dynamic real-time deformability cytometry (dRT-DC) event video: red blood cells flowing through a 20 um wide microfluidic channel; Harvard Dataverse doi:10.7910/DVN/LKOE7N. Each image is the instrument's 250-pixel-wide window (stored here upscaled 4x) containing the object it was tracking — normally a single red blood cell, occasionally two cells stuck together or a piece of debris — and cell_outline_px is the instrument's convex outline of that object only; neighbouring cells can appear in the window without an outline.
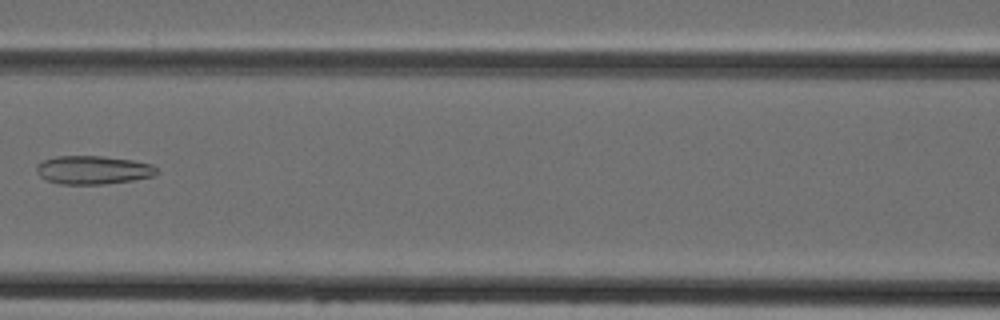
{"species": "Egyptian fruit bat (a non-hibernating species)", "species_latin": "Rousettus aegyptiacus", "temperature_condition": "cold", "stored_images_in_passage": 6, "camera_frame_rate_fps": 3000, "um_per_image_px": 0.085, "animal": {"sex": "female"}, "frame": {"image": 1, "passage_image": 6, "time_ms": 6.667, "image_size_px": [1000, 320], "cell_outline_px": [[160, 172], [156, 176], [132, 180], [104, 184], [60, 184], [48, 180], [40, 176], [36, 172], [36, 164], [44, 160], [56, 156], [100, 156], [132, 160], [152, 164]], "centroid_in_image_um": [7.93, 14.45], "position_along_channel_um": 158.7, "area_um2": 20.0}}